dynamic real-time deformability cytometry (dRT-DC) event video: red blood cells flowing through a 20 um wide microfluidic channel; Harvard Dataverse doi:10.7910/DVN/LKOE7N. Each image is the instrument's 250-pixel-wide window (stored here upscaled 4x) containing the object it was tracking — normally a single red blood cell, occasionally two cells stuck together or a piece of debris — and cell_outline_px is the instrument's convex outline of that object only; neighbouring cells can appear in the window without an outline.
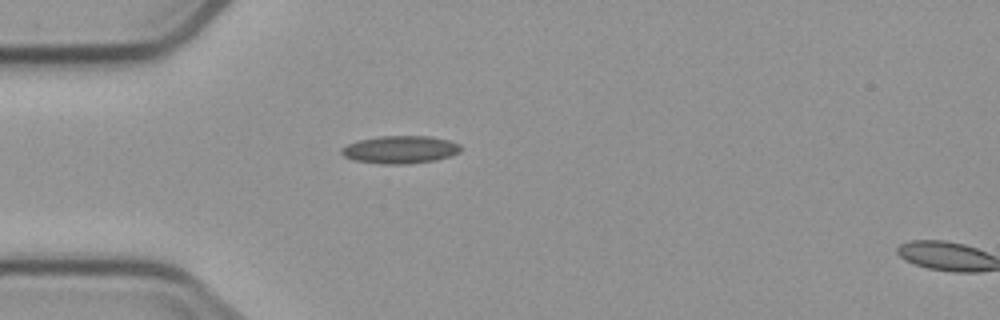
{"species": "common noctule bat (a hibernating species)", "species_latin": "Nyctalus noctula", "temperature_condition": "cold", "stored_images_in_passage": 2, "camera_frame_rate_fps": 3000, "um_per_image_px": 0.085, "animal": {"sex": "male", "body_mass_g": 23.1, "forearm_length_mm": 52.7}, "frame": {"image": 1, "passage_image": 1, "time_ms": 0.0, "image_size_px": [1000, 320], "cell_outline_px": [[460, 152], [452, 156], [436, 160], [408, 164], [384, 164], [352, 160], [344, 156], [340, 152], [340, 148], [356, 140], [380, 136], [428, 136], [448, 140], [460, 144]], "centroid_in_image_um": [34.0, 12.72], "position_along_channel_um": 51.0, "area_um2": 19.42}}